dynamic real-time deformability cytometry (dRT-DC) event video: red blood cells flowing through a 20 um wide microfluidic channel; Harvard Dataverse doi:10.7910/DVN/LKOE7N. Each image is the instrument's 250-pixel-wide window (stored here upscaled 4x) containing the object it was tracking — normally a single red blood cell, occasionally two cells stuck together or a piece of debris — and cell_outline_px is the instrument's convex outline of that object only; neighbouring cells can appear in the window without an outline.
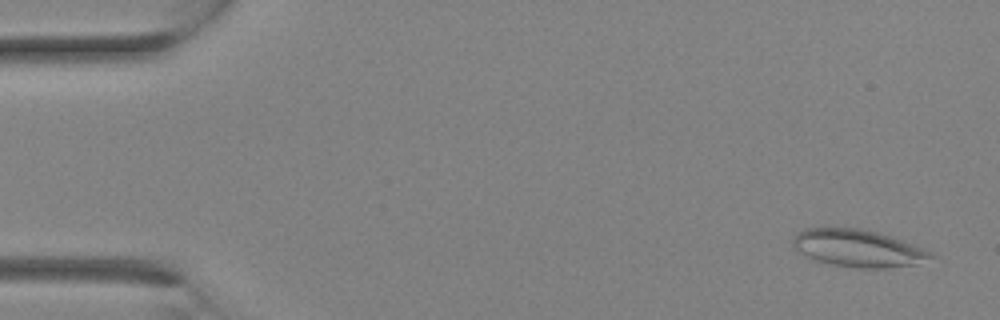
{"species": "Egyptian fruit bat (a non-hibernating species)", "species_latin": "Rousettus aegyptiacus", "temperature_condition": "room temperature", "stored_images_in_passage": 11, "camera_frame_rate_fps": 3000, "um_per_image_px": 0.085, "animal": {"sex": "female"}, "frame": {"image": 1, "passage_image": 2, "time_ms": 0.333, "image_size_px": [1000, 320], "cell_outline_px": [[936, 256], [916, 264], [888, 268], [860, 268], [832, 264], [816, 260], [804, 256], [792, 248], [792, 240], [796, 232], [804, 228], [860, 228], [876, 232], [912, 244], [932, 252]], "centroid_in_image_um": [72.87, 21.1], "position_along_channel_um": 12.1, "area_um2": 29.88}}